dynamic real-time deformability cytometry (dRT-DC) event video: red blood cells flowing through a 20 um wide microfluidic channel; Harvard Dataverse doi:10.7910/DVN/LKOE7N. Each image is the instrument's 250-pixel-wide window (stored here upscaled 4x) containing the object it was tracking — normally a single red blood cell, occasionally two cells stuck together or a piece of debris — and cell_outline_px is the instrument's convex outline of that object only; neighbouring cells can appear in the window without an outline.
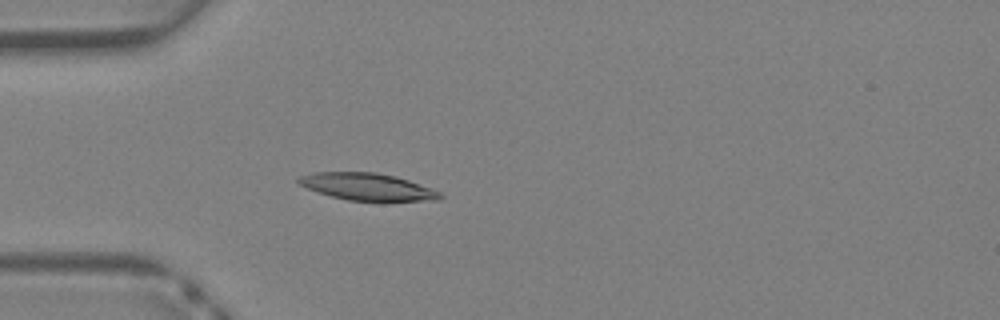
{"species": "Egyptian fruit bat (a non-hibernating species)", "species_latin": "Rousettus aegyptiacus", "temperature_condition": "warm", "stored_images_in_passage": 39, "camera_frame_rate_fps": 3000, "um_per_image_px": 0.085, "animal": {"sex": "female"}, "frame": {"image": 1, "passage_image": 12, "time_ms": 3.667, "image_size_px": [1000, 320], "cell_outline_px": [[444, 196], [440, 200], [384, 204], [348, 200], [332, 196], [308, 188], [300, 184], [296, 180], [300, 176], [316, 172], [376, 172], [396, 176], [432, 188], [440, 192]], "centroid_in_image_um": [31.37, 15.93], "position_along_channel_um": 53.6, "area_um2": 23.29}}
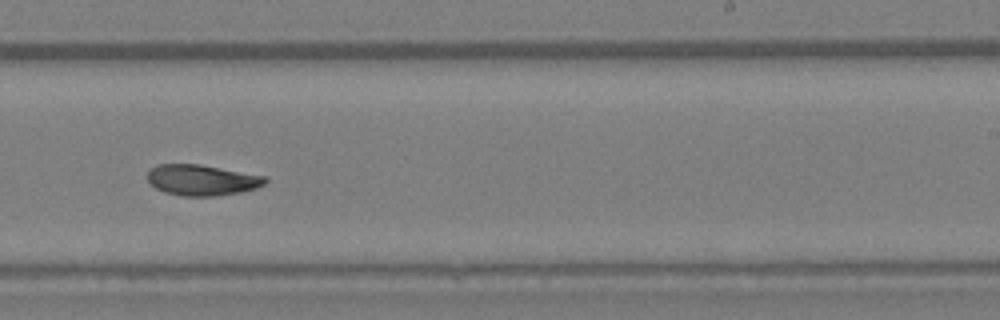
{"frame": {"image": 2, "passage_image": 25, "time_ms": 8.0, "image_size_px": [1000, 320], "cell_outline_px": [[268, 180], [264, 184], [256, 188], [240, 192], [216, 196], [180, 196], [164, 192], [156, 188], [148, 180], [148, 172], [156, 164], [200, 164], [268, 176]], "centroid_in_image_um": [17.19, 15.3], "position_along_channel_um": 271.8, "area_um2": 21.27}}
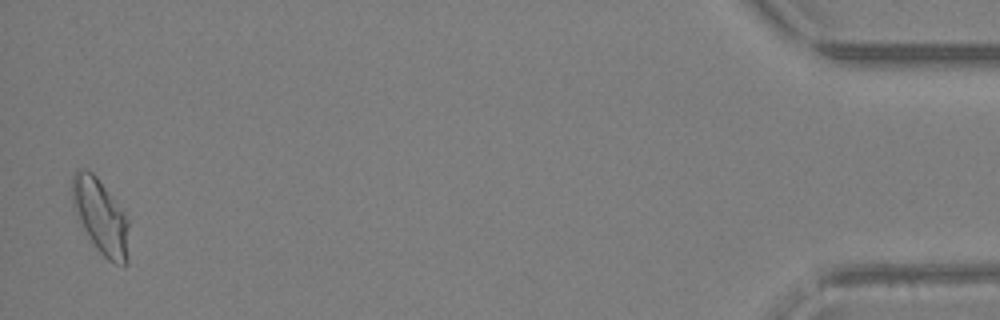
{"frame": {"image": 3, "passage_image": 39, "time_ms": 12.667, "image_size_px": [1000, 320], "cell_outline_px": [[128, 264], [124, 268], [108, 260], [96, 248], [84, 228], [72, 204], [72, 176], [76, 168], [80, 168], [92, 172], [96, 176], [124, 212], [128, 220]], "centroid_in_image_um": [8.57, 18.42], "position_along_channel_um": 426.6, "area_um2": 24.51}}